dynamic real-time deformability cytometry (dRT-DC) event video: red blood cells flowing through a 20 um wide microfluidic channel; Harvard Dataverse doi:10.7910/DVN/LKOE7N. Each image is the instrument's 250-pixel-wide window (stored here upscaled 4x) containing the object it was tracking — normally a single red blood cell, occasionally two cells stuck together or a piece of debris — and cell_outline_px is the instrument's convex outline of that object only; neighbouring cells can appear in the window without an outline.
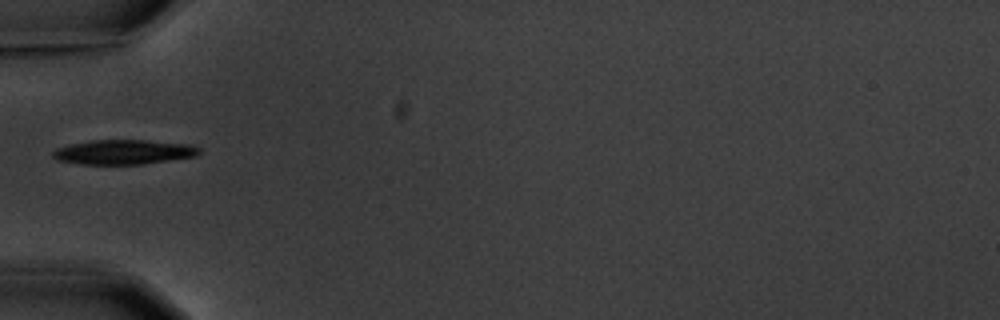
{"species": "common noctule bat (a hibernating species)", "species_latin": "Nyctalus noctula", "temperature_condition": "warm", "stored_images_in_passage": 1, "camera_frame_rate_fps": 3000, "um_per_image_px": 0.085, "animal": {"sex": "male", "body_mass_g": 20.1, "forearm_length_mm": 53.5}, "frame": {"image": 1, "passage_image": 1, "time_ms": 0.0, "image_size_px": [1000, 320], "cell_outline_px": [[200, 152], [196, 156], [140, 164], [80, 164], [56, 160], [52, 156], [52, 152], [56, 148], [72, 144], [92, 140], [148, 140], [192, 144], [200, 148]], "centroid_in_image_um": [10.51, 12.92], "position_along_channel_um": 74.5, "area_um2": 20.98}}